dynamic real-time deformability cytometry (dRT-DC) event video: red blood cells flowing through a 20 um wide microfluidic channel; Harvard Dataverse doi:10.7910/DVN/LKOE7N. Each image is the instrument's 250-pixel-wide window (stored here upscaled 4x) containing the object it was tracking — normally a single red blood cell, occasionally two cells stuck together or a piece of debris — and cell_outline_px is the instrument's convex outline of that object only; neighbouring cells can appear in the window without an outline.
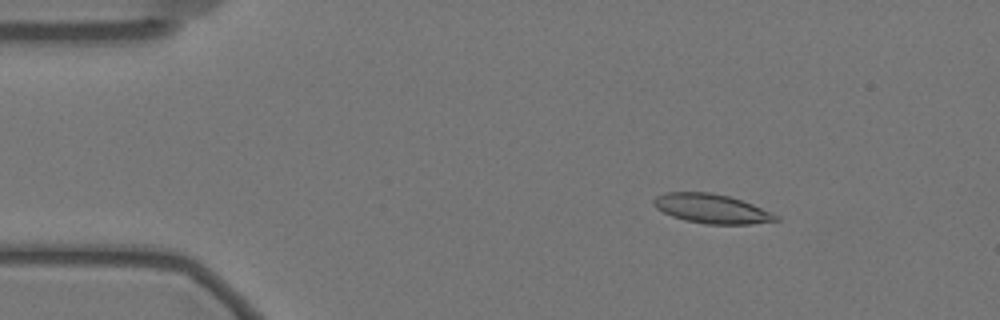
{"species": "Egyptian fruit bat (a non-hibernating species)", "species_latin": "Rousettus aegyptiacus", "temperature_condition": "warm", "stored_images_in_passage": 58, "camera_frame_rate_fps": 3000, "um_per_image_px": 0.085, "animal": {"sex": "female"}, "frame": {"image": 1, "passage_image": 9, "time_ms": 2.667, "image_size_px": [1000, 320], "cell_outline_px": [[780, 220], [752, 224], [704, 224], [684, 220], [672, 216], [656, 208], [652, 204], [652, 200], [656, 196], [664, 192], [712, 192], [728, 196], [752, 204], [780, 216]], "centroid_in_image_um": [60.47, 17.74], "position_along_channel_um": 24.5, "area_um2": 20.92}}
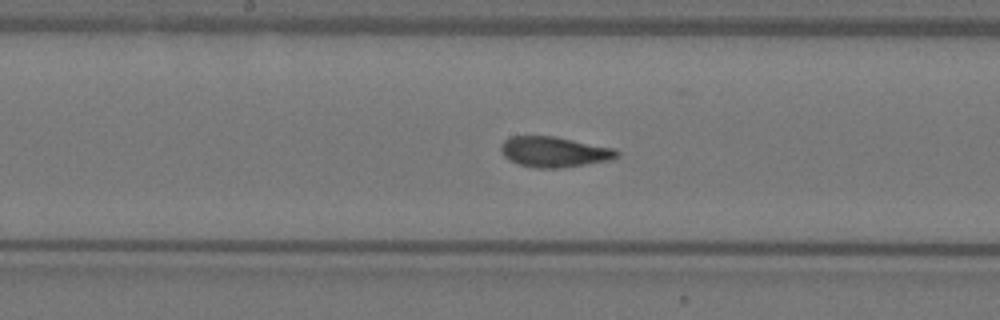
{"frame": {"image": 2, "passage_image": 30, "time_ms": 9.667, "image_size_px": [1000, 320], "cell_outline_px": [[620, 156], [612, 160], [560, 168], [536, 168], [520, 164], [508, 160], [504, 156], [500, 148], [500, 144], [504, 140], [512, 136], [556, 136], [616, 148], [620, 152]], "centroid_in_image_um": [47.15, 12.9], "position_along_channel_um": 201.1, "area_um2": 20.87}}
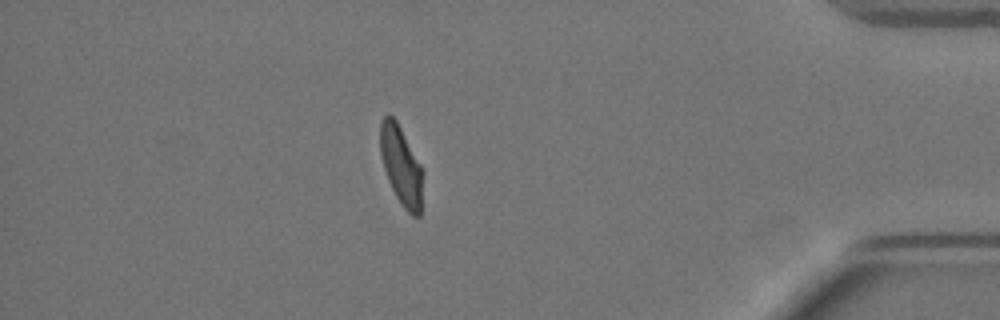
{"frame": {"image": 3, "passage_image": 51, "time_ms": 16.667, "image_size_px": [1000, 320], "cell_outline_px": [[424, 172], [420, 216], [412, 216], [404, 208], [396, 196], [388, 180], [384, 168], [380, 152], [380, 120], [388, 112], [396, 120], [420, 164]], "centroid_in_image_um": [34.1, 14.08], "position_along_channel_um": 401.1, "area_um2": 19.65}, "authors_computed_cell_mechanics": {"area_um2": 20.5479, "velocity_mm_per_s": 3.4686, "shape_relaxation_time_tau1_ms": 7.2531, "shape_relaxation_time_tau2_ms": 1.406, "deformation_change_tau1": 0.1894, "deformation_change_tau2": 0.0781}}